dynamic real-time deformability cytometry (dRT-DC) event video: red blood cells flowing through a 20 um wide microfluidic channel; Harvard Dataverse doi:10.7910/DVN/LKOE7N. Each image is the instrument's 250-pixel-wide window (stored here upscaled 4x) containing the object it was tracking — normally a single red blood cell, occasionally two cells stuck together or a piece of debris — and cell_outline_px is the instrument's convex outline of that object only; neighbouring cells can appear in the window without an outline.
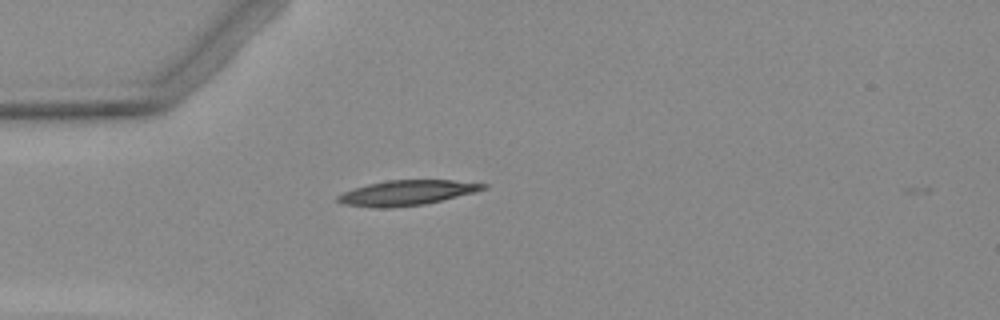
{"species": "Egyptian fruit bat (a non-hibernating species)", "species_latin": "Rousettus aegyptiacus", "temperature_condition": "warm", "stored_images_in_passage": 5, "camera_frame_rate_fps": 3000, "um_per_image_px": 0.085, "animal": {"sex": "female"}, "frame": {"image": 1, "passage_image": 5, "time_ms": 4.667, "image_size_px": [1000, 320], "cell_outline_px": [[488, 188], [476, 192], [424, 204], [384, 208], [376, 208], [344, 204], [336, 200], [336, 196], [352, 188], [368, 184], [388, 180], [452, 180], [488, 184]], "centroid_in_image_um": [34.58, 16.38], "position_along_channel_um": 50.4, "area_um2": 21.15}}